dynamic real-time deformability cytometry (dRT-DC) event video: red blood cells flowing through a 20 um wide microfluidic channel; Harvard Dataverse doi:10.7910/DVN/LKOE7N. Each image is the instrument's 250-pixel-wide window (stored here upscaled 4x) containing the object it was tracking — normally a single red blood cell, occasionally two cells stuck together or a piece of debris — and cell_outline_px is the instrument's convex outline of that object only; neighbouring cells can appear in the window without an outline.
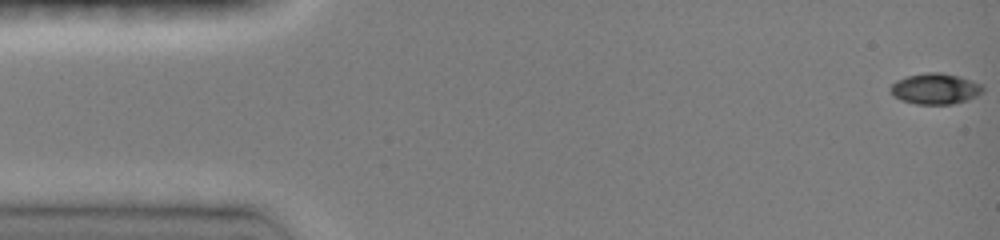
{"species": "common noctule bat (a hibernating species)", "species_latin": "Nyctalus noctula", "temperature_condition": "room temperature", "stored_images_in_passage": 59, "camera_frame_rate_fps": 3000, "um_per_image_px": 0.085, "animal": {"sex": "female", "body_mass_g": 19.0, "forearm_length_mm": 51.5}, "frame": {"image": 1, "passage_image": 1, "time_ms": 0.0, "image_size_px": [1000, 240], "cell_outline_px": [[984, 92], [968, 100], [952, 104], [916, 104], [900, 100], [892, 96], [888, 88], [896, 80], [908, 76], [928, 72], [940, 72], [956, 76], [980, 84], [984, 88]], "centroid_in_image_um": [79.45, 7.56], "position_along_channel_um": 5.5, "area_um2": 16.59}}
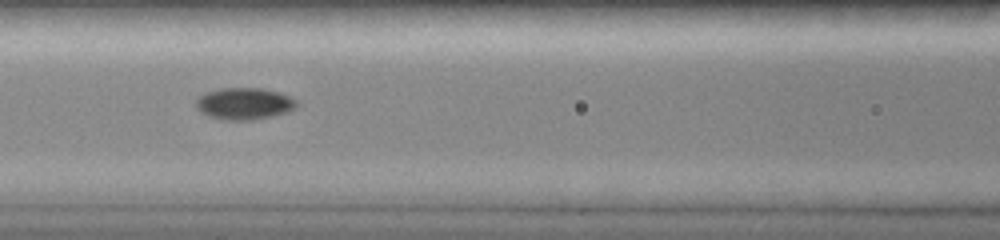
{"frame": {"image": 2, "passage_image": 32, "time_ms": 6.667, "image_size_px": [1000, 240], "cell_outline_px": [[300, 104], [296, 108], [288, 112], [272, 116], [252, 120], [224, 120], [208, 116], [200, 112], [196, 108], [196, 96], [204, 92], [220, 88], [264, 88], [280, 92], [292, 96]], "centroid_in_image_um": [20.77, 8.8], "position_along_channel_um": 145.8, "area_um2": 19.19}}
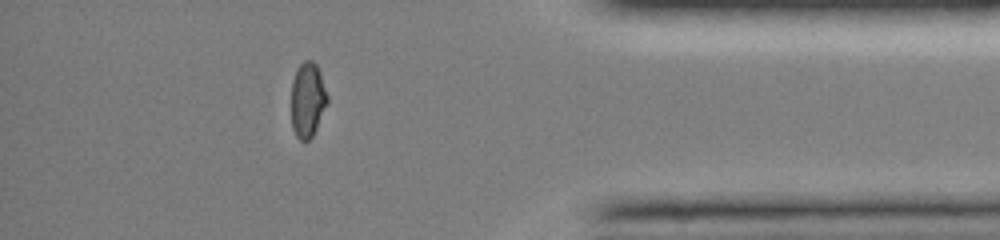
{"frame": {"image": 3, "passage_image": 55, "time_ms": 13.667, "image_size_px": [1000, 240], "cell_outline_px": [[328, 104], [312, 136], [308, 140], [300, 140], [296, 136], [292, 128], [292, 80], [296, 68], [304, 60], [312, 60], [316, 64], [320, 72], [328, 96]], "centroid_in_image_um": [26.15, 8.46], "position_along_channel_um": 409.0, "area_um2": 15.84}, "authors_computed_cell_mechanics": {"area_um2": 17.051, "velocity_mm_per_s": 4.0284, "shape_relaxation_time_tau1_ms": null, "shape_relaxation_time_tau2_ms": 2.2813, "deformation_change_tau1": null, "deformation_change_tau2": 0.0442}}